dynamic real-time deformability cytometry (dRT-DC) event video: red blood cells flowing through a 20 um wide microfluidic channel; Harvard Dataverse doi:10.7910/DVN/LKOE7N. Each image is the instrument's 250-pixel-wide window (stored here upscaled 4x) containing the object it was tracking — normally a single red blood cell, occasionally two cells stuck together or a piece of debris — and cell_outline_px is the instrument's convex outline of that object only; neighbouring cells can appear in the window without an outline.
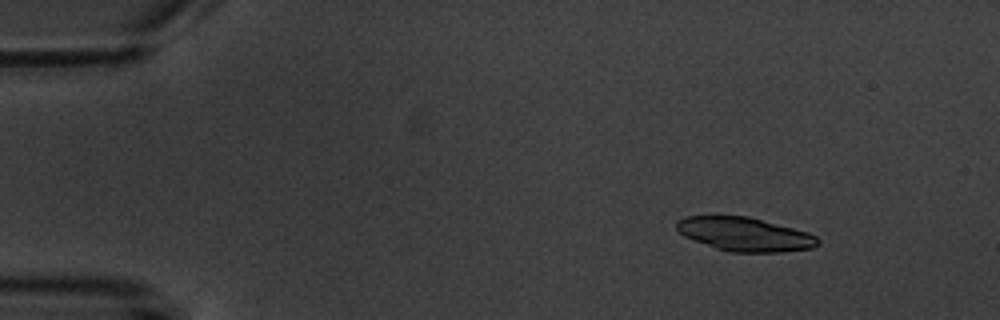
{"species": "common noctule bat (a hibernating species)", "species_latin": "Nyctalus noctula", "temperature_condition": "warm", "stored_images_in_passage": 4, "camera_frame_rate_fps": 3000, "um_per_image_px": 0.085, "animal": {"sex": "male", "body_mass_g": 20.1, "forearm_length_mm": 53.5}, "frame": {"image": 1, "passage_image": 2, "time_ms": 1.667, "image_size_px": [1000, 320], "cell_outline_px": [[820, 244], [812, 248], [780, 252], [732, 252], [716, 248], [684, 236], [676, 228], [676, 220], [684, 216], [748, 216], [808, 232], [816, 236], [820, 240]], "centroid_in_image_um": [63.31, 19.91], "position_along_channel_um": 21.7, "area_um2": 27.69}}